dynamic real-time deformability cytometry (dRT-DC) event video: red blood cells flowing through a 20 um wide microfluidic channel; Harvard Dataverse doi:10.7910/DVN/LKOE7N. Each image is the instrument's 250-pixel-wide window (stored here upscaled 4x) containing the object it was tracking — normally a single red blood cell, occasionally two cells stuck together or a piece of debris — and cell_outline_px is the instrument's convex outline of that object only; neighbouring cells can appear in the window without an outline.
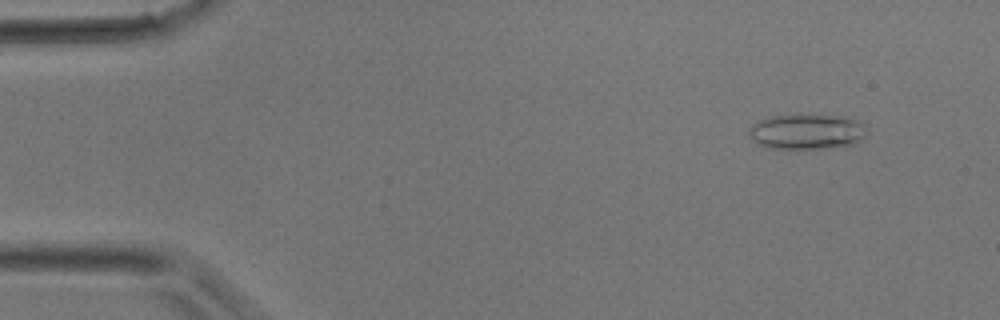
{"species": "common noctule bat (a hibernating species)", "species_latin": "Nyctalus noctula", "temperature_condition": "room temperature", "stored_images_in_passage": 39, "camera_frame_rate_fps": 3000, "um_per_image_px": 0.085, "animal": {"sex": "male", "body_mass_g": 17.9}, "frame": {"image": 1, "passage_image": 4, "time_ms": 1.0, "image_size_px": [1000, 320], "cell_outline_px": [[868, 132], [860, 140], [852, 144], [820, 148], [772, 148], [756, 144], [748, 136], [748, 132], [752, 124], [760, 120], [772, 116], [796, 112], [848, 116], [864, 124]], "centroid_in_image_um": [68.56, 11.13], "position_along_channel_um": 16.4, "area_um2": 24.97}}
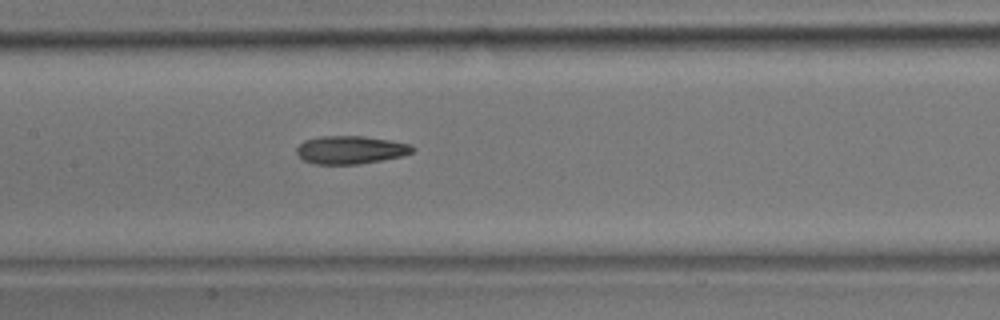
{"frame": {"image": 2, "passage_image": 19, "time_ms": 6.0, "image_size_px": [1000, 320], "cell_outline_px": [[416, 148], [412, 152], [400, 156], [380, 160], [356, 164], [312, 164], [304, 160], [296, 152], [296, 148], [304, 140], [320, 136], [364, 136], [412, 144]], "centroid_in_image_um": [29.78, 12.73], "position_along_channel_um": 177.6, "area_um2": 18.84}}
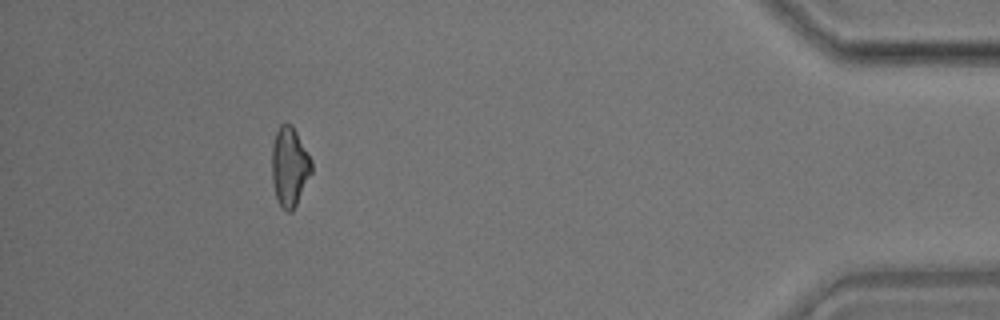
{"frame": {"image": 3, "passage_image": 36, "time_ms": 11.667, "image_size_px": [1000, 320], "cell_outline_px": [[312, 172], [292, 212], [288, 212], [280, 208], [276, 200], [272, 180], [272, 144], [276, 132], [280, 124], [292, 124], [312, 160]], "centroid_in_image_um": [24.6, 14.19], "position_along_channel_um": 410.6, "area_um2": 18.44}}